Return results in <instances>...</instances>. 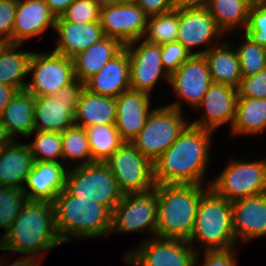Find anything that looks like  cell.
Here are the masks:
<instances>
[{"instance_id": "obj_48", "label": "cell", "mask_w": 266, "mask_h": 266, "mask_svg": "<svg viewBox=\"0 0 266 266\" xmlns=\"http://www.w3.org/2000/svg\"><path fill=\"white\" fill-rule=\"evenodd\" d=\"M43 1L47 4L51 13L57 18L60 17L66 11L68 6L74 0H43Z\"/></svg>"}, {"instance_id": "obj_1", "label": "cell", "mask_w": 266, "mask_h": 266, "mask_svg": "<svg viewBox=\"0 0 266 266\" xmlns=\"http://www.w3.org/2000/svg\"><path fill=\"white\" fill-rule=\"evenodd\" d=\"M214 131L189 124L177 140L154 162L156 184H196L205 182L210 165Z\"/></svg>"}, {"instance_id": "obj_42", "label": "cell", "mask_w": 266, "mask_h": 266, "mask_svg": "<svg viewBox=\"0 0 266 266\" xmlns=\"http://www.w3.org/2000/svg\"><path fill=\"white\" fill-rule=\"evenodd\" d=\"M237 89L238 97L266 98V68L255 75L242 77Z\"/></svg>"}, {"instance_id": "obj_23", "label": "cell", "mask_w": 266, "mask_h": 266, "mask_svg": "<svg viewBox=\"0 0 266 266\" xmlns=\"http://www.w3.org/2000/svg\"><path fill=\"white\" fill-rule=\"evenodd\" d=\"M129 74V54L124 47L97 74L84 83L85 88L98 95L116 98L130 89Z\"/></svg>"}, {"instance_id": "obj_8", "label": "cell", "mask_w": 266, "mask_h": 266, "mask_svg": "<svg viewBox=\"0 0 266 266\" xmlns=\"http://www.w3.org/2000/svg\"><path fill=\"white\" fill-rule=\"evenodd\" d=\"M229 161L220 174L209 180L210 188L218 196L233 202L266 193V159Z\"/></svg>"}, {"instance_id": "obj_32", "label": "cell", "mask_w": 266, "mask_h": 266, "mask_svg": "<svg viewBox=\"0 0 266 266\" xmlns=\"http://www.w3.org/2000/svg\"><path fill=\"white\" fill-rule=\"evenodd\" d=\"M251 4L247 0H211L208 10L225 35L246 29Z\"/></svg>"}, {"instance_id": "obj_45", "label": "cell", "mask_w": 266, "mask_h": 266, "mask_svg": "<svg viewBox=\"0 0 266 266\" xmlns=\"http://www.w3.org/2000/svg\"><path fill=\"white\" fill-rule=\"evenodd\" d=\"M148 16H156L175 9L174 0H132Z\"/></svg>"}, {"instance_id": "obj_25", "label": "cell", "mask_w": 266, "mask_h": 266, "mask_svg": "<svg viewBox=\"0 0 266 266\" xmlns=\"http://www.w3.org/2000/svg\"><path fill=\"white\" fill-rule=\"evenodd\" d=\"M34 158L29 144L13 140L0 156V186L22 189L32 170Z\"/></svg>"}, {"instance_id": "obj_37", "label": "cell", "mask_w": 266, "mask_h": 266, "mask_svg": "<svg viewBox=\"0 0 266 266\" xmlns=\"http://www.w3.org/2000/svg\"><path fill=\"white\" fill-rule=\"evenodd\" d=\"M242 36L244 40H240L242 42L235 49L238 53L242 77H249L266 68V48L254 43L244 33Z\"/></svg>"}, {"instance_id": "obj_55", "label": "cell", "mask_w": 266, "mask_h": 266, "mask_svg": "<svg viewBox=\"0 0 266 266\" xmlns=\"http://www.w3.org/2000/svg\"><path fill=\"white\" fill-rule=\"evenodd\" d=\"M2 265H3V257L0 258V266H2Z\"/></svg>"}, {"instance_id": "obj_11", "label": "cell", "mask_w": 266, "mask_h": 266, "mask_svg": "<svg viewBox=\"0 0 266 266\" xmlns=\"http://www.w3.org/2000/svg\"><path fill=\"white\" fill-rule=\"evenodd\" d=\"M123 252L130 266H197V252L186 240L147 238Z\"/></svg>"}, {"instance_id": "obj_17", "label": "cell", "mask_w": 266, "mask_h": 266, "mask_svg": "<svg viewBox=\"0 0 266 266\" xmlns=\"http://www.w3.org/2000/svg\"><path fill=\"white\" fill-rule=\"evenodd\" d=\"M148 16L132 0L101 7L100 25L105 36L124 46L144 37Z\"/></svg>"}, {"instance_id": "obj_5", "label": "cell", "mask_w": 266, "mask_h": 266, "mask_svg": "<svg viewBox=\"0 0 266 266\" xmlns=\"http://www.w3.org/2000/svg\"><path fill=\"white\" fill-rule=\"evenodd\" d=\"M188 243L197 252V266L202 248L225 250L238 246L233 232L232 204L211 188L201 196ZM195 243L200 248L196 249Z\"/></svg>"}, {"instance_id": "obj_14", "label": "cell", "mask_w": 266, "mask_h": 266, "mask_svg": "<svg viewBox=\"0 0 266 266\" xmlns=\"http://www.w3.org/2000/svg\"><path fill=\"white\" fill-rule=\"evenodd\" d=\"M212 83L204 55H191L175 72L170 74L168 84L173 88L172 91L177 100L166 105L183 111V104L186 102L195 110Z\"/></svg>"}, {"instance_id": "obj_15", "label": "cell", "mask_w": 266, "mask_h": 266, "mask_svg": "<svg viewBox=\"0 0 266 266\" xmlns=\"http://www.w3.org/2000/svg\"><path fill=\"white\" fill-rule=\"evenodd\" d=\"M129 54L130 89L152 95L159 79L169 83V74L161 59V45L141 38L125 45Z\"/></svg>"}, {"instance_id": "obj_34", "label": "cell", "mask_w": 266, "mask_h": 266, "mask_svg": "<svg viewBox=\"0 0 266 266\" xmlns=\"http://www.w3.org/2000/svg\"><path fill=\"white\" fill-rule=\"evenodd\" d=\"M68 160L73 166L93 163L87 132L75 124L62 132V163L66 166Z\"/></svg>"}, {"instance_id": "obj_31", "label": "cell", "mask_w": 266, "mask_h": 266, "mask_svg": "<svg viewBox=\"0 0 266 266\" xmlns=\"http://www.w3.org/2000/svg\"><path fill=\"white\" fill-rule=\"evenodd\" d=\"M231 134L257 136L266 131V98L238 97Z\"/></svg>"}, {"instance_id": "obj_39", "label": "cell", "mask_w": 266, "mask_h": 266, "mask_svg": "<svg viewBox=\"0 0 266 266\" xmlns=\"http://www.w3.org/2000/svg\"><path fill=\"white\" fill-rule=\"evenodd\" d=\"M101 7L93 0H74L55 21L75 23L99 22Z\"/></svg>"}, {"instance_id": "obj_16", "label": "cell", "mask_w": 266, "mask_h": 266, "mask_svg": "<svg viewBox=\"0 0 266 266\" xmlns=\"http://www.w3.org/2000/svg\"><path fill=\"white\" fill-rule=\"evenodd\" d=\"M178 14L177 42L191 55H204L210 48L220 44L221 36H226L208 9H178Z\"/></svg>"}, {"instance_id": "obj_13", "label": "cell", "mask_w": 266, "mask_h": 266, "mask_svg": "<svg viewBox=\"0 0 266 266\" xmlns=\"http://www.w3.org/2000/svg\"><path fill=\"white\" fill-rule=\"evenodd\" d=\"M28 74L31 79L24 90L34 97L54 95L76 79L72 58L53 51H33Z\"/></svg>"}, {"instance_id": "obj_2", "label": "cell", "mask_w": 266, "mask_h": 266, "mask_svg": "<svg viewBox=\"0 0 266 266\" xmlns=\"http://www.w3.org/2000/svg\"><path fill=\"white\" fill-rule=\"evenodd\" d=\"M63 244L56 228L53 203L27 200L16 220L0 237V251L44 259L46 252Z\"/></svg>"}, {"instance_id": "obj_30", "label": "cell", "mask_w": 266, "mask_h": 266, "mask_svg": "<svg viewBox=\"0 0 266 266\" xmlns=\"http://www.w3.org/2000/svg\"><path fill=\"white\" fill-rule=\"evenodd\" d=\"M22 44L7 43L0 50V83L25 89L29 74V64L33 52L18 50Z\"/></svg>"}, {"instance_id": "obj_35", "label": "cell", "mask_w": 266, "mask_h": 266, "mask_svg": "<svg viewBox=\"0 0 266 266\" xmlns=\"http://www.w3.org/2000/svg\"><path fill=\"white\" fill-rule=\"evenodd\" d=\"M179 28L178 9L150 16L147 20L146 32L143 37L146 41L157 45H163L177 41Z\"/></svg>"}, {"instance_id": "obj_10", "label": "cell", "mask_w": 266, "mask_h": 266, "mask_svg": "<svg viewBox=\"0 0 266 266\" xmlns=\"http://www.w3.org/2000/svg\"><path fill=\"white\" fill-rule=\"evenodd\" d=\"M157 196L153 189L145 193L124 194L112 212L111 234L130 232L148 233L149 239L156 237L157 229Z\"/></svg>"}, {"instance_id": "obj_40", "label": "cell", "mask_w": 266, "mask_h": 266, "mask_svg": "<svg viewBox=\"0 0 266 266\" xmlns=\"http://www.w3.org/2000/svg\"><path fill=\"white\" fill-rule=\"evenodd\" d=\"M244 34L254 43L266 48V1L254 3L249 9L248 23Z\"/></svg>"}, {"instance_id": "obj_9", "label": "cell", "mask_w": 266, "mask_h": 266, "mask_svg": "<svg viewBox=\"0 0 266 266\" xmlns=\"http://www.w3.org/2000/svg\"><path fill=\"white\" fill-rule=\"evenodd\" d=\"M85 84L77 78L54 95L34 97V131L62 133L74 125V116Z\"/></svg>"}, {"instance_id": "obj_51", "label": "cell", "mask_w": 266, "mask_h": 266, "mask_svg": "<svg viewBox=\"0 0 266 266\" xmlns=\"http://www.w3.org/2000/svg\"><path fill=\"white\" fill-rule=\"evenodd\" d=\"M97 5H99L100 7L103 6H107V5H111V4H115V3H119L123 0H93Z\"/></svg>"}, {"instance_id": "obj_52", "label": "cell", "mask_w": 266, "mask_h": 266, "mask_svg": "<svg viewBox=\"0 0 266 266\" xmlns=\"http://www.w3.org/2000/svg\"><path fill=\"white\" fill-rule=\"evenodd\" d=\"M7 44L4 40L0 39V50Z\"/></svg>"}, {"instance_id": "obj_18", "label": "cell", "mask_w": 266, "mask_h": 266, "mask_svg": "<svg viewBox=\"0 0 266 266\" xmlns=\"http://www.w3.org/2000/svg\"><path fill=\"white\" fill-rule=\"evenodd\" d=\"M238 96L237 88L213 82L195 108V111H201L200 118L190 124L211 131L226 124L231 128L236 118Z\"/></svg>"}, {"instance_id": "obj_28", "label": "cell", "mask_w": 266, "mask_h": 266, "mask_svg": "<svg viewBox=\"0 0 266 266\" xmlns=\"http://www.w3.org/2000/svg\"><path fill=\"white\" fill-rule=\"evenodd\" d=\"M232 46L228 40L223 41L210 48L204 57L213 82L238 88L242 73L238 53Z\"/></svg>"}, {"instance_id": "obj_24", "label": "cell", "mask_w": 266, "mask_h": 266, "mask_svg": "<svg viewBox=\"0 0 266 266\" xmlns=\"http://www.w3.org/2000/svg\"><path fill=\"white\" fill-rule=\"evenodd\" d=\"M54 31L58 35V41L52 51L69 58L105 37L100 22L55 21Z\"/></svg>"}, {"instance_id": "obj_29", "label": "cell", "mask_w": 266, "mask_h": 266, "mask_svg": "<svg viewBox=\"0 0 266 266\" xmlns=\"http://www.w3.org/2000/svg\"><path fill=\"white\" fill-rule=\"evenodd\" d=\"M1 119L13 140H19V136L29 138L34 131V96L18 91L5 106Z\"/></svg>"}, {"instance_id": "obj_22", "label": "cell", "mask_w": 266, "mask_h": 266, "mask_svg": "<svg viewBox=\"0 0 266 266\" xmlns=\"http://www.w3.org/2000/svg\"><path fill=\"white\" fill-rule=\"evenodd\" d=\"M68 168L62 162L35 161L22 188L27 200L54 203L65 189Z\"/></svg>"}, {"instance_id": "obj_12", "label": "cell", "mask_w": 266, "mask_h": 266, "mask_svg": "<svg viewBox=\"0 0 266 266\" xmlns=\"http://www.w3.org/2000/svg\"><path fill=\"white\" fill-rule=\"evenodd\" d=\"M104 163L124 193H145L155 189L153 162L131 142H124Z\"/></svg>"}, {"instance_id": "obj_3", "label": "cell", "mask_w": 266, "mask_h": 266, "mask_svg": "<svg viewBox=\"0 0 266 266\" xmlns=\"http://www.w3.org/2000/svg\"><path fill=\"white\" fill-rule=\"evenodd\" d=\"M210 185L156 184V237L188 241L201 196Z\"/></svg>"}, {"instance_id": "obj_47", "label": "cell", "mask_w": 266, "mask_h": 266, "mask_svg": "<svg viewBox=\"0 0 266 266\" xmlns=\"http://www.w3.org/2000/svg\"><path fill=\"white\" fill-rule=\"evenodd\" d=\"M18 92L15 87L0 83V117L3 113L5 106Z\"/></svg>"}, {"instance_id": "obj_6", "label": "cell", "mask_w": 266, "mask_h": 266, "mask_svg": "<svg viewBox=\"0 0 266 266\" xmlns=\"http://www.w3.org/2000/svg\"><path fill=\"white\" fill-rule=\"evenodd\" d=\"M64 190L72 196L99 203L111 212L124 195L104 162L80 166L71 164L66 174Z\"/></svg>"}, {"instance_id": "obj_33", "label": "cell", "mask_w": 266, "mask_h": 266, "mask_svg": "<svg viewBox=\"0 0 266 266\" xmlns=\"http://www.w3.org/2000/svg\"><path fill=\"white\" fill-rule=\"evenodd\" d=\"M93 162L106 161L123 143L115 125L85 128Z\"/></svg>"}, {"instance_id": "obj_41", "label": "cell", "mask_w": 266, "mask_h": 266, "mask_svg": "<svg viewBox=\"0 0 266 266\" xmlns=\"http://www.w3.org/2000/svg\"><path fill=\"white\" fill-rule=\"evenodd\" d=\"M190 56L191 53L177 41L161 45L162 65L169 75L175 72Z\"/></svg>"}, {"instance_id": "obj_54", "label": "cell", "mask_w": 266, "mask_h": 266, "mask_svg": "<svg viewBox=\"0 0 266 266\" xmlns=\"http://www.w3.org/2000/svg\"><path fill=\"white\" fill-rule=\"evenodd\" d=\"M3 148H4V145H0V156H1Z\"/></svg>"}, {"instance_id": "obj_26", "label": "cell", "mask_w": 266, "mask_h": 266, "mask_svg": "<svg viewBox=\"0 0 266 266\" xmlns=\"http://www.w3.org/2000/svg\"><path fill=\"white\" fill-rule=\"evenodd\" d=\"M116 98L98 95L84 87L77 103L74 124L83 128L115 125Z\"/></svg>"}, {"instance_id": "obj_19", "label": "cell", "mask_w": 266, "mask_h": 266, "mask_svg": "<svg viewBox=\"0 0 266 266\" xmlns=\"http://www.w3.org/2000/svg\"><path fill=\"white\" fill-rule=\"evenodd\" d=\"M231 204L233 232L237 243L244 245L266 237V193L241 198Z\"/></svg>"}, {"instance_id": "obj_4", "label": "cell", "mask_w": 266, "mask_h": 266, "mask_svg": "<svg viewBox=\"0 0 266 266\" xmlns=\"http://www.w3.org/2000/svg\"><path fill=\"white\" fill-rule=\"evenodd\" d=\"M56 228L63 244L73 238L107 237L112 227V212L92 200L81 199L61 191L53 203Z\"/></svg>"}, {"instance_id": "obj_21", "label": "cell", "mask_w": 266, "mask_h": 266, "mask_svg": "<svg viewBox=\"0 0 266 266\" xmlns=\"http://www.w3.org/2000/svg\"><path fill=\"white\" fill-rule=\"evenodd\" d=\"M56 17L43 0H17V9L12 31V44H25L40 37L48 28L55 29Z\"/></svg>"}, {"instance_id": "obj_49", "label": "cell", "mask_w": 266, "mask_h": 266, "mask_svg": "<svg viewBox=\"0 0 266 266\" xmlns=\"http://www.w3.org/2000/svg\"><path fill=\"white\" fill-rule=\"evenodd\" d=\"M3 260L2 266H41L40 264L43 262L39 257L30 255H23L19 258H16L15 261H12L11 264L8 263V265L7 262L5 264L6 258H3Z\"/></svg>"}, {"instance_id": "obj_27", "label": "cell", "mask_w": 266, "mask_h": 266, "mask_svg": "<svg viewBox=\"0 0 266 266\" xmlns=\"http://www.w3.org/2000/svg\"><path fill=\"white\" fill-rule=\"evenodd\" d=\"M125 46L117 39L105 36L72 57L75 77L85 83Z\"/></svg>"}, {"instance_id": "obj_7", "label": "cell", "mask_w": 266, "mask_h": 266, "mask_svg": "<svg viewBox=\"0 0 266 266\" xmlns=\"http://www.w3.org/2000/svg\"><path fill=\"white\" fill-rule=\"evenodd\" d=\"M183 112L167 105L154 107L144 127L131 143L143 156L154 162L190 124Z\"/></svg>"}, {"instance_id": "obj_50", "label": "cell", "mask_w": 266, "mask_h": 266, "mask_svg": "<svg viewBox=\"0 0 266 266\" xmlns=\"http://www.w3.org/2000/svg\"><path fill=\"white\" fill-rule=\"evenodd\" d=\"M13 141V138L9 135L5 124L2 122L0 117V145H8Z\"/></svg>"}, {"instance_id": "obj_38", "label": "cell", "mask_w": 266, "mask_h": 266, "mask_svg": "<svg viewBox=\"0 0 266 266\" xmlns=\"http://www.w3.org/2000/svg\"><path fill=\"white\" fill-rule=\"evenodd\" d=\"M27 201L20 188L0 186V227L4 233L10 228Z\"/></svg>"}, {"instance_id": "obj_53", "label": "cell", "mask_w": 266, "mask_h": 266, "mask_svg": "<svg viewBox=\"0 0 266 266\" xmlns=\"http://www.w3.org/2000/svg\"><path fill=\"white\" fill-rule=\"evenodd\" d=\"M251 5L257 2H260L262 0H247Z\"/></svg>"}, {"instance_id": "obj_43", "label": "cell", "mask_w": 266, "mask_h": 266, "mask_svg": "<svg viewBox=\"0 0 266 266\" xmlns=\"http://www.w3.org/2000/svg\"><path fill=\"white\" fill-rule=\"evenodd\" d=\"M17 0H0V39L12 44Z\"/></svg>"}, {"instance_id": "obj_44", "label": "cell", "mask_w": 266, "mask_h": 266, "mask_svg": "<svg viewBox=\"0 0 266 266\" xmlns=\"http://www.w3.org/2000/svg\"><path fill=\"white\" fill-rule=\"evenodd\" d=\"M236 253V247L225 250H206L201 266H237Z\"/></svg>"}, {"instance_id": "obj_46", "label": "cell", "mask_w": 266, "mask_h": 266, "mask_svg": "<svg viewBox=\"0 0 266 266\" xmlns=\"http://www.w3.org/2000/svg\"><path fill=\"white\" fill-rule=\"evenodd\" d=\"M211 0H174L175 9H208Z\"/></svg>"}, {"instance_id": "obj_36", "label": "cell", "mask_w": 266, "mask_h": 266, "mask_svg": "<svg viewBox=\"0 0 266 266\" xmlns=\"http://www.w3.org/2000/svg\"><path fill=\"white\" fill-rule=\"evenodd\" d=\"M28 139H32V142L30 143L29 141L28 144L31 148L34 161L62 162V133L33 131Z\"/></svg>"}, {"instance_id": "obj_20", "label": "cell", "mask_w": 266, "mask_h": 266, "mask_svg": "<svg viewBox=\"0 0 266 266\" xmlns=\"http://www.w3.org/2000/svg\"><path fill=\"white\" fill-rule=\"evenodd\" d=\"M151 94L129 89L116 97L115 127L124 142H131L144 127L151 108Z\"/></svg>"}]
</instances>
